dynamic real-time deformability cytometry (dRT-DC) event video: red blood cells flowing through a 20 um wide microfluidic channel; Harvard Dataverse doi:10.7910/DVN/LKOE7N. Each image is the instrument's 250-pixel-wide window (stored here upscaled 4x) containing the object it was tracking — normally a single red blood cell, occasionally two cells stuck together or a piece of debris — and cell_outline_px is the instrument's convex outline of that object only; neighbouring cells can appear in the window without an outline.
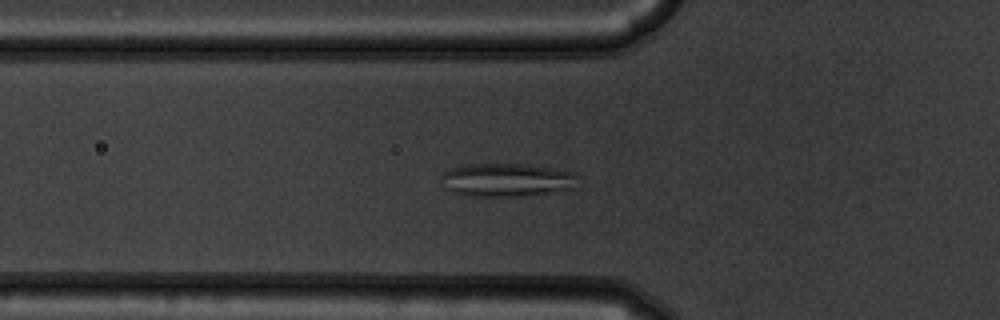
{"species": "common noctule bat (a hibernating species)", "species_latin": "Nyctalus noctula", "temperature_condition": "warm", "stored_images_in_passage": 49, "camera_frame_rate_fps": 3000, "um_per_image_px": 0.085, "animal": {"sex": "male", "body_mass_g": 19.5, "forearm_length_mm": 54.6}, "frame": {"image": 1, "passage_image": 14, "time_ms": 4.333, "image_size_px": [1000, 320], "cell_outline_px": [[576, 172], [572, 188], [516, 196], [468, 196], [452, 192], [444, 188], [440, 176], [444, 172], [452, 168], [468, 164], [528, 164]], "centroid_in_image_um": [42.97, 15.28], "position_along_channel_um": 82.8, "area_um2": 26.13}}
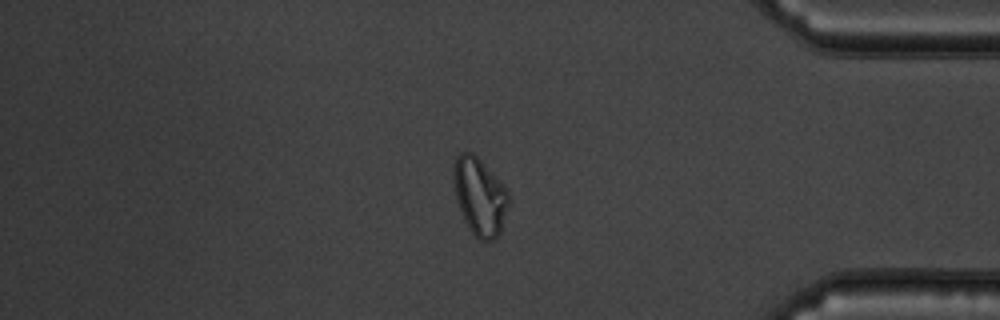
{"frame": {"image": 2, "passage_image": 41, "time_ms": 13.333, "image_size_px": [1000, 320], "cell_outline_px": [[508, 204], [500, 232], [492, 240], [480, 240], [468, 228], [464, 220], [456, 200], [452, 180], [452, 164], [456, 156], [460, 152], [472, 152], [480, 160], [508, 192]], "centroid_in_image_um": [40.71, 16.68], "position_along_channel_um": 394.5, "area_um2": 24.57}}
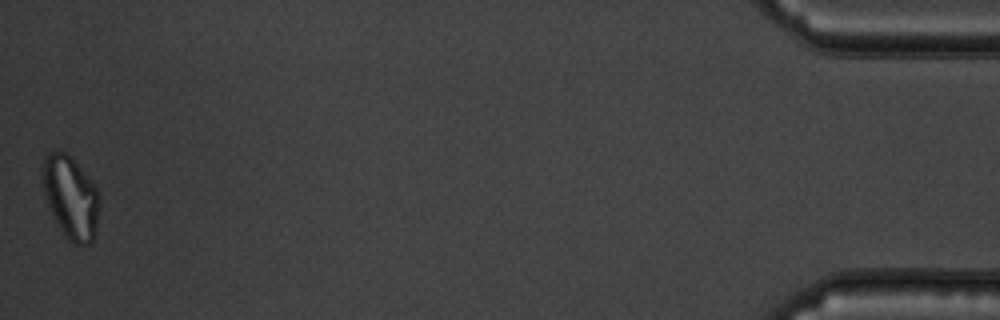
{"frame": {"image": 3, "passage_image": 49, "time_ms": 16.0, "image_size_px": [1000, 320], "cell_outline_px": [[100, 204], [96, 232], [92, 240], [88, 244], [72, 244], [64, 236], [52, 216], [44, 192], [40, 168], [44, 156], [48, 152], [56, 148], [64, 152], [80, 168], [96, 188], [100, 196]], "centroid_in_image_um": [5.98, 16.77], "position_along_channel_um": 429.2, "area_um2": 27.69}}